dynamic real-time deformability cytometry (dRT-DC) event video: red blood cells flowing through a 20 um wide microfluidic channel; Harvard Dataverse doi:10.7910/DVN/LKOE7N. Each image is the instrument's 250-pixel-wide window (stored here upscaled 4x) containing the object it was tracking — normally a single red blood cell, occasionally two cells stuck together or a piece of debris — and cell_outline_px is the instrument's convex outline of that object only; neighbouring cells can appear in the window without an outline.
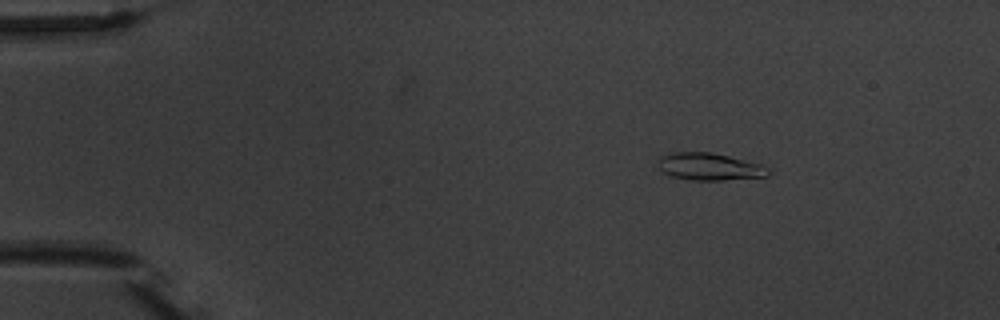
{"species": "common noctule bat (a hibernating species)", "species_latin": "Nyctalus noctula", "temperature_condition": "warm", "stored_images_in_passage": 3, "camera_frame_rate_fps": 3000, "um_per_image_px": 0.085, "animal": {"sex": "male", "body_mass_g": 20.1, "forearm_length_mm": 53.5}, "frame": {"image": 1, "passage_image": 2, "time_ms": 2.0, "image_size_px": [1000, 320], "cell_outline_px": [[768, 176], [724, 180], [688, 180], [672, 176], [664, 172], [656, 164], [660, 156], [672, 152], [712, 152], [760, 164], [768, 168]], "centroid_in_image_um": [60.26, 14.16], "position_along_channel_um": 24.7, "area_um2": 17.46}}